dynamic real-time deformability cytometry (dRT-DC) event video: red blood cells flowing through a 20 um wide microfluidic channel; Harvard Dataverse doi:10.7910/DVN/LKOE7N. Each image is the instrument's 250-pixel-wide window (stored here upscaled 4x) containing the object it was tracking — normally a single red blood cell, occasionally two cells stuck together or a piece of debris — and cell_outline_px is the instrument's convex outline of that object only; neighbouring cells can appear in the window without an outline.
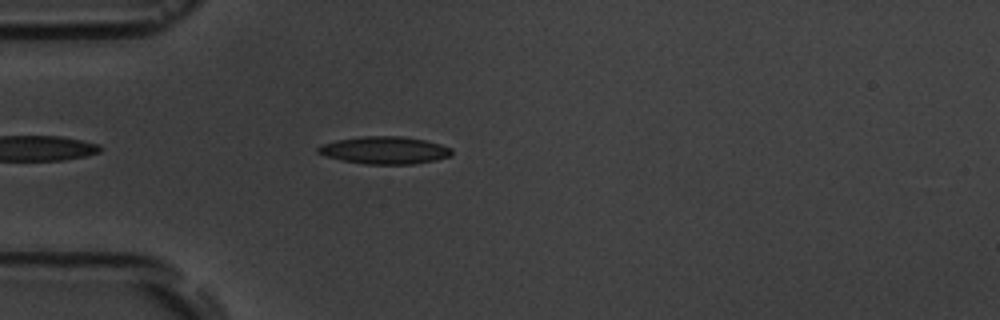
{"species": "common noctule bat (a hibernating species)", "species_latin": "Nyctalus noctula", "temperature_condition": "room temperature", "stored_images_in_passage": 5, "camera_frame_rate_fps": 3000, "um_per_image_px": 0.085, "animal": {"sex": "male", "body_mass_g": 19.5, "forearm_length_mm": 54.6}, "frame": {"image": 1, "passage_image": 5, "time_ms": 4.667, "image_size_px": [1000, 320], "cell_outline_px": [[452, 156], [436, 160], [412, 164], [364, 164], [324, 156], [316, 152], [316, 148], [324, 144], [336, 140], [360, 136], [404, 136], [424, 140], [440, 144], [452, 148]], "centroid_in_image_um": [32.7, 12.77], "position_along_channel_um": 52.3, "area_um2": 21.44}}